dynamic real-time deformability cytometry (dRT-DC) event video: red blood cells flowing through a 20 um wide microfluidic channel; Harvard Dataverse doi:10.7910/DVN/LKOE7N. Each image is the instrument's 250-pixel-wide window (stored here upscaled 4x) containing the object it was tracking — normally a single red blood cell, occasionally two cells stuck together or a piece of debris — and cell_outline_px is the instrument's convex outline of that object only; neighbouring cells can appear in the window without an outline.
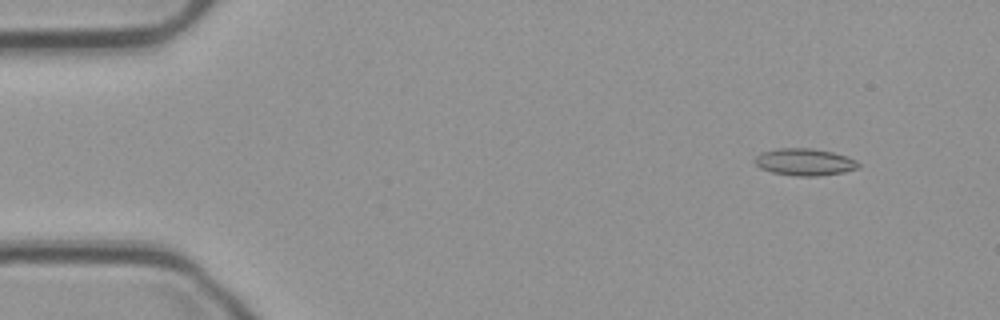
{"species": "common noctule bat (a hibernating species)", "species_latin": "Nyctalus noctula", "temperature_condition": "cold", "stored_images_in_passage": 56, "camera_frame_rate_fps": 3000, "um_per_image_px": 0.085, "animal": {"sex": "male", "body_mass_g": 23.1, "forearm_length_mm": 52.7}, "frame": {"image": 1, "passage_image": 6, "time_ms": 1.667, "image_size_px": [1000, 320], "cell_outline_px": [[860, 168], [844, 172], [820, 176], [796, 176], [772, 172], [760, 168], [752, 160], [756, 156], [764, 152], [776, 148], [812, 148], [832, 152], [856, 160], [860, 164]], "centroid_in_image_um": [68.39, 13.78], "position_along_channel_um": 16.6, "area_um2": 16.36}}
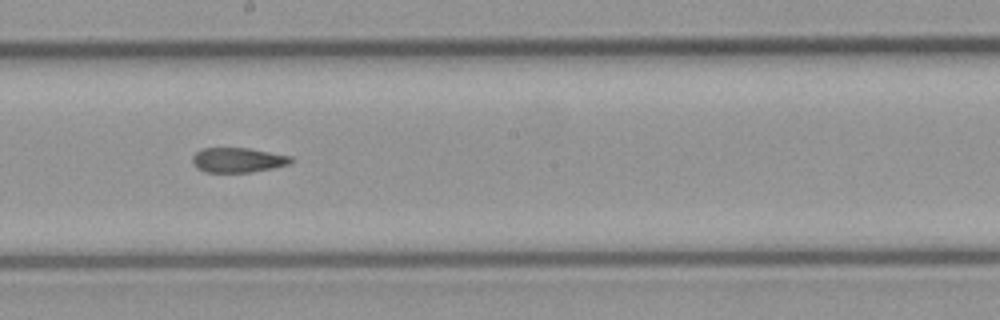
{"frame": {"image": 2, "passage_image": 31, "time_ms": 10.0, "image_size_px": [1000, 320], "cell_outline_px": [[292, 160], [288, 164], [272, 168], [252, 172], [204, 172], [196, 168], [192, 160], [192, 156], [196, 152], [204, 148], [248, 148], [292, 156]], "centroid_in_image_um": [20.19, 13.6], "position_along_channel_um": 228.0, "area_um2": 14.16}}
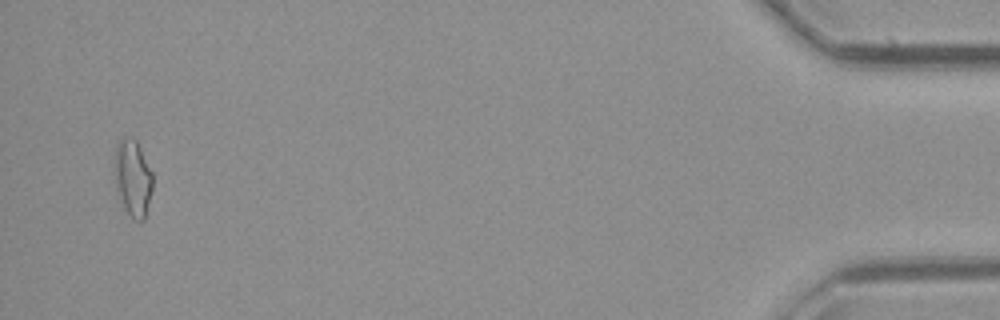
{"frame": {"image": 3, "passage_image": 54, "time_ms": 17.667, "image_size_px": [1000, 320], "cell_outline_px": [[152, 188], [144, 220], [140, 220], [132, 216], [124, 208], [116, 188], [112, 172], [112, 156], [116, 144], [124, 136], [132, 136], [136, 140], [152, 172]], "centroid_in_image_um": [11.22, 15.03], "position_along_channel_um": 424.0, "area_um2": 17.34}, "authors_computed_cell_mechanics": {"area_um2": 15.3748, "velocity_mm_per_s": 3.7258, "shape_relaxation_time_tau1_ms": null, "shape_relaxation_time_tau2_ms": 7.5162, "deformation_change_tau1": null, "deformation_change_tau2": 0.1642}}